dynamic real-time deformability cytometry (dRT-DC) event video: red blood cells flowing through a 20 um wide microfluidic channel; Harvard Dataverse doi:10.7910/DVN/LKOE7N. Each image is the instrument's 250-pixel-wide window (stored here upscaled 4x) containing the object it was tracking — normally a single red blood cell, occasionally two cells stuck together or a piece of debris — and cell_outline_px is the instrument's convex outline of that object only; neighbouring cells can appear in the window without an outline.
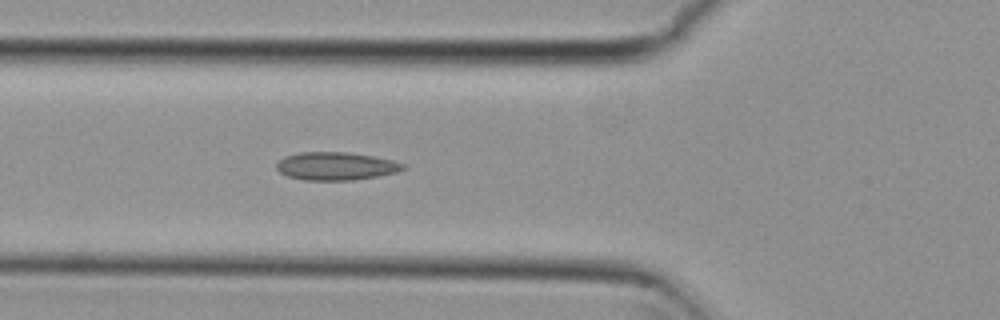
{"species": "common noctule bat (a hibernating species)", "species_latin": "Nyctalus noctula", "temperature_condition": "cold", "stored_images_in_passage": 6, "camera_frame_rate_fps": 3000, "um_per_image_px": 0.085, "animal": {"sex": "female", "body_mass_g": 29.2, "forearm_length_mm": 56.3}, "frame": {"image": 1, "passage_image": 6, "time_ms": 1.667, "image_size_px": [1000, 320], "cell_outline_px": [[404, 168], [396, 172], [376, 176], [352, 180], [304, 180], [288, 176], [280, 172], [276, 168], [276, 164], [284, 156], [300, 152], [348, 152], [372, 156], [392, 160], [404, 164]], "centroid_in_image_um": [28.51, 14.11], "position_along_channel_um": 97.3, "area_um2": 20.46}}